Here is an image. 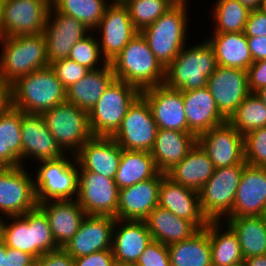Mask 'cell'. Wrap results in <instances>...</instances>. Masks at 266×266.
I'll return each instance as SVG.
<instances>
[{"mask_svg": "<svg viewBox=\"0 0 266 266\" xmlns=\"http://www.w3.org/2000/svg\"><path fill=\"white\" fill-rule=\"evenodd\" d=\"M159 173L160 171L150 152L122 149L121 160L114 181L120 190L156 177Z\"/></svg>", "mask_w": 266, "mask_h": 266, "instance_id": "d590c367", "label": "cell"}, {"mask_svg": "<svg viewBox=\"0 0 266 266\" xmlns=\"http://www.w3.org/2000/svg\"><path fill=\"white\" fill-rule=\"evenodd\" d=\"M244 33L246 37H266V8L250 11Z\"/></svg>", "mask_w": 266, "mask_h": 266, "instance_id": "c3c4849f", "label": "cell"}, {"mask_svg": "<svg viewBox=\"0 0 266 266\" xmlns=\"http://www.w3.org/2000/svg\"><path fill=\"white\" fill-rule=\"evenodd\" d=\"M0 236L7 247L27 252L35 259L59 249L53 239L49 221L38 206L22 216L0 219Z\"/></svg>", "mask_w": 266, "mask_h": 266, "instance_id": "3957f363", "label": "cell"}, {"mask_svg": "<svg viewBox=\"0 0 266 266\" xmlns=\"http://www.w3.org/2000/svg\"><path fill=\"white\" fill-rule=\"evenodd\" d=\"M171 2L173 5H182V4H188V0H168Z\"/></svg>", "mask_w": 266, "mask_h": 266, "instance_id": "680465c9", "label": "cell"}, {"mask_svg": "<svg viewBox=\"0 0 266 266\" xmlns=\"http://www.w3.org/2000/svg\"><path fill=\"white\" fill-rule=\"evenodd\" d=\"M35 258L27 252L7 247L2 239V266H33Z\"/></svg>", "mask_w": 266, "mask_h": 266, "instance_id": "7dc6e473", "label": "cell"}, {"mask_svg": "<svg viewBox=\"0 0 266 266\" xmlns=\"http://www.w3.org/2000/svg\"><path fill=\"white\" fill-rule=\"evenodd\" d=\"M126 0H111V2H121L124 3Z\"/></svg>", "mask_w": 266, "mask_h": 266, "instance_id": "be15d7a7", "label": "cell"}, {"mask_svg": "<svg viewBox=\"0 0 266 266\" xmlns=\"http://www.w3.org/2000/svg\"><path fill=\"white\" fill-rule=\"evenodd\" d=\"M152 240L145 220L116 219L111 248L115 261L136 264Z\"/></svg>", "mask_w": 266, "mask_h": 266, "instance_id": "4316f807", "label": "cell"}, {"mask_svg": "<svg viewBox=\"0 0 266 266\" xmlns=\"http://www.w3.org/2000/svg\"><path fill=\"white\" fill-rule=\"evenodd\" d=\"M140 95L136 87L115 78L88 113L92 135L112 137Z\"/></svg>", "mask_w": 266, "mask_h": 266, "instance_id": "52a82bcc", "label": "cell"}, {"mask_svg": "<svg viewBox=\"0 0 266 266\" xmlns=\"http://www.w3.org/2000/svg\"><path fill=\"white\" fill-rule=\"evenodd\" d=\"M0 44V76L10 85L22 76L49 66L43 33L1 37Z\"/></svg>", "mask_w": 266, "mask_h": 266, "instance_id": "5b68a950", "label": "cell"}, {"mask_svg": "<svg viewBox=\"0 0 266 266\" xmlns=\"http://www.w3.org/2000/svg\"><path fill=\"white\" fill-rule=\"evenodd\" d=\"M37 164L39 168L34 174V188L38 204L49 200L77 198L78 163L75 155L65 154L60 158L40 161Z\"/></svg>", "mask_w": 266, "mask_h": 266, "instance_id": "ba28073f", "label": "cell"}, {"mask_svg": "<svg viewBox=\"0 0 266 266\" xmlns=\"http://www.w3.org/2000/svg\"><path fill=\"white\" fill-rule=\"evenodd\" d=\"M210 14L215 26L213 33L244 32L250 10L238 0H217Z\"/></svg>", "mask_w": 266, "mask_h": 266, "instance_id": "f35d334b", "label": "cell"}, {"mask_svg": "<svg viewBox=\"0 0 266 266\" xmlns=\"http://www.w3.org/2000/svg\"><path fill=\"white\" fill-rule=\"evenodd\" d=\"M165 173L119 190L116 219L145 220L158 206L159 187Z\"/></svg>", "mask_w": 266, "mask_h": 266, "instance_id": "cb8c5ba5", "label": "cell"}, {"mask_svg": "<svg viewBox=\"0 0 266 266\" xmlns=\"http://www.w3.org/2000/svg\"><path fill=\"white\" fill-rule=\"evenodd\" d=\"M213 162L196 143L189 153L166 173L174 182L199 192L214 173Z\"/></svg>", "mask_w": 266, "mask_h": 266, "instance_id": "f546056e", "label": "cell"}, {"mask_svg": "<svg viewBox=\"0 0 266 266\" xmlns=\"http://www.w3.org/2000/svg\"><path fill=\"white\" fill-rule=\"evenodd\" d=\"M0 266H2V237L0 236Z\"/></svg>", "mask_w": 266, "mask_h": 266, "instance_id": "94428289", "label": "cell"}, {"mask_svg": "<svg viewBox=\"0 0 266 266\" xmlns=\"http://www.w3.org/2000/svg\"><path fill=\"white\" fill-rule=\"evenodd\" d=\"M94 32L97 33L95 35L100 52L108 63L114 60L138 33L133 26L126 5L121 2H109Z\"/></svg>", "mask_w": 266, "mask_h": 266, "instance_id": "5bb4252c", "label": "cell"}, {"mask_svg": "<svg viewBox=\"0 0 266 266\" xmlns=\"http://www.w3.org/2000/svg\"><path fill=\"white\" fill-rule=\"evenodd\" d=\"M244 266H266V254L244 259Z\"/></svg>", "mask_w": 266, "mask_h": 266, "instance_id": "11a10c76", "label": "cell"}, {"mask_svg": "<svg viewBox=\"0 0 266 266\" xmlns=\"http://www.w3.org/2000/svg\"><path fill=\"white\" fill-rule=\"evenodd\" d=\"M255 94L266 105V87L259 89Z\"/></svg>", "mask_w": 266, "mask_h": 266, "instance_id": "6f0895ef", "label": "cell"}, {"mask_svg": "<svg viewBox=\"0 0 266 266\" xmlns=\"http://www.w3.org/2000/svg\"><path fill=\"white\" fill-rule=\"evenodd\" d=\"M217 66L214 50L206 39L184 46L165 68L164 85L181 92L204 88Z\"/></svg>", "mask_w": 266, "mask_h": 266, "instance_id": "277c9868", "label": "cell"}, {"mask_svg": "<svg viewBox=\"0 0 266 266\" xmlns=\"http://www.w3.org/2000/svg\"><path fill=\"white\" fill-rule=\"evenodd\" d=\"M197 137L189 132L158 129L150 151L158 170L167 173L195 146Z\"/></svg>", "mask_w": 266, "mask_h": 266, "instance_id": "f1b7e54d", "label": "cell"}, {"mask_svg": "<svg viewBox=\"0 0 266 266\" xmlns=\"http://www.w3.org/2000/svg\"><path fill=\"white\" fill-rule=\"evenodd\" d=\"M115 258L112 249L91 253L73 259L74 266H113Z\"/></svg>", "mask_w": 266, "mask_h": 266, "instance_id": "681fc988", "label": "cell"}, {"mask_svg": "<svg viewBox=\"0 0 266 266\" xmlns=\"http://www.w3.org/2000/svg\"><path fill=\"white\" fill-rule=\"evenodd\" d=\"M263 218L265 220V225H266V213L263 215Z\"/></svg>", "mask_w": 266, "mask_h": 266, "instance_id": "e7e4bbea", "label": "cell"}, {"mask_svg": "<svg viewBox=\"0 0 266 266\" xmlns=\"http://www.w3.org/2000/svg\"><path fill=\"white\" fill-rule=\"evenodd\" d=\"M2 1L0 0V38H1V5H2Z\"/></svg>", "mask_w": 266, "mask_h": 266, "instance_id": "6125c7cd", "label": "cell"}, {"mask_svg": "<svg viewBox=\"0 0 266 266\" xmlns=\"http://www.w3.org/2000/svg\"><path fill=\"white\" fill-rule=\"evenodd\" d=\"M206 40L212 46L219 66L247 71L253 64L244 32L213 33Z\"/></svg>", "mask_w": 266, "mask_h": 266, "instance_id": "d6a6232c", "label": "cell"}, {"mask_svg": "<svg viewBox=\"0 0 266 266\" xmlns=\"http://www.w3.org/2000/svg\"><path fill=\"white\" fill-rule=\"evenodd\" d=\"M197 143L209 156L215 169L247 164L244 136L228 121L198 136Z\"/></svg>", "mask_w": 266, "mask_h": 266, "instance_id": "2e32d148", "label": "cell"}, {"mask_svg": "<svg viewBox=\"0 0 266 266\" xmlns=\"http://www.w3.org/2000/svg\"><path fill=\"white\" fill-rule=\"evenodd\" d=\"M11 106V85L0 76V113Z\"/></svg>", "mask_w": 266, "mask_h": 266, "instance_id": "db71d44e", "label": "cell"}, {"mask_svg": "<svg viewBox=\"0 0 266 266\" xmlns=\"http://www.w3.org/2000/svg\"><path fill=\"white\" fill-rule=\"evenodd\" d=\"M22 166L28 159L34 162L53 160L65 155L49 131L42 115L22 112ZM25 161V162H24Z\"/></svg>", "mask_w": 266, "mask_h": 266, "instance_id": "d6986e66", "label": "cell"}, {"mask_svg": "<svg viewBox=\"0 0 266 266\" xmlns=\"http://www.w3.org/2000/svg\"><path fill=\"white\" fill-rule=\"evenodd\" d=\"M35 266H74L73 258L63 249L43 254L35 259Z\"/></svg>", "mask_w": 266, "mask_h": 266, "instance_id": "816d5d0a", "label": "cell"}, {"mask_svg": "<svg viewBox=\"0 0 266 266\" xmlns=\"http://www.w3.org/2000/svg\"><path fill=\"white\" fill-rule=\"evenodd\" d=\"M206 87L227 120L250 94L246 70L219 65L208 78Z\"/></svg>", "mask_w": 266, "mask_h": 266, "instance_id": "ac0fdd59", "label": "cell"}, {"mask_svg": "<svg viewBox=\"0 0 266 266\" xmlns=\"http://www.w3.org/2000/svg\"><path fill=\"white\" fill-rule=\"evenodd\" d=\"M135 266H171L168 246L152 240L141 253Z\"/></svg>", "mask_w": 266, "mask_h": 266, "instance_id": "bcb514c9", "label": "cell"}, {"mask_svg": "<svg viewBox=\"0 0 266 266\" xmlns=\"http://www.w3.org/2000/svg\"><path fill=\"white\" fill-rule=\"evenodd\" d=\"M50 8L48 0H3L1 37L43 33Z\"/></svg>", "mask_w": 266, "mask_h": 266, "instance_id": "8fae6325", "label": "cell"}, {"mask_svg": "<svg viewBox=\"0 0 266 266\" xmlns=\"http://www.w3.org/2000/svg\"><path fill=\"white\" fill-rule=\"evenodd\" d=\"M168 252L171 266H212L206 227L186 240L168 245Z\"/></svg>", "mask_w": 266, "mask_h": 266, "instance_id": "8d00e7d4", "label": "cell"}, {"mask_svg": "<svg viewBox=\"0 0 266 266\" xmlns=\"http://www.w3.org/2000/svg\"><path fill=\"white\" fill-rule=\"evenodd\" d=\"M158 126L149 103L140 95L129 107L122 123L112 138L125 150L150 152Z\"/></svg>", "mask_w": 266, "mask_h": 266, "instance_id": "4fadbf2b", "label": "cell"}, {"mask_svg": "<svg viewBox=\"0 0 266 266\" xmlns=\"http://www.w3.org/2000/svg\"><path fill=\"white\" fill-rule=\"evenodd\" d=\"M134 28L140 32L173 6L168 0H126Z\"/></svg>", "mask_w": 266, "mask_h": 266, "instance_id": "b9f144b4", "label": "cell"}, {"mask_svg": "<svg viewBox=\"0 0 266 266\" xmlns=\"http://www.w3.org/2000/svg\"><path fill=\"white\" fill-rule=\"evenodd\" d=\"M93 35H95V32L93 31L92 34L91 31V34L89 33L83 39L79 40L72 48L68 57L89 70L100 69L108 63L100 52L97 37Z\"/></svg>", "mask_w": 266, "mask_h": 266, "instance_id": "7bdbcfd3", "label": "cell"}, {"mask_svg": "<svg viewBox=\"0 0 266 266\" xmlns=\"http://www.w3.org/2000/svg\"><path fill=\"white\" fill-rule=\"evenodd\" d=\"M245 162L266 167V127L255 129L244 136Z\"/></svg>", "mask_w": 266, "mask_h": 266, "instance_id": "ee69618b", "label": "cell"}, {"mask_svg": "<svg viewBox=\"0 0 266 266\" xmlns=\"http://www.w3.org/2000/svg\"><path fill=\"white\" fill-rule=\"evenodd\" d=\"M45 213L54 241L63 248L77 233L86 217L84 209L74 200H49L38 204Z\"/></svg>", "mask_w": 266, "mask_h": 266, "instance_id": "83f0119b", "label": "cell"}, {"mask_svg": "<svg viewBox=\"0 0 266 266\" xmlns=\"http://www.w3.org/2000/svg\"><path fill=\"white\" fill-rule=\"evenodd\" d=\"M241 4L246 6L250 11L265 8L266 0H238Z\"/></svg>", "mask_w": 266, "mask_h": 266, "instance_id": "9f6ffc18", "label": "cell"}, {"mask_svg": "<svg viewBox=\"0 0 266 266\" xmlns=\"http://www.w3.org/2000/svg\"><path fill=\"white\" fill-rule=\"evenodd\" d=\"M145 222L152 239L166 246L186 240L199 230L191 221L160 206L148 215Z\"/></svg>", "mask_w": 266, "mask_h": 266, "instance_id": "1f68e13d", "label": "cell"}, {"mask_svg": "<svg viewBox=\"0 0 266 266\" xmlns=\"http://www.w3.org/2000/svg\"><path fill=\"white\" fill-rule=\"evenodd\" d=\"M245 165L216 168L199 191L200 207L208 221H224L232 212Z\"/></svg>", "mask_w": 266, "mask_h": 266, "instance_id": "9c48e42d", "label": "cell"}, {"mask_svg": "<svg viewBox=\"0 0 266 266\" xmlns=\"http://www.w3.org/2000/svg\"><path fill=\"white\" fill-rule=\"evenodd\" d=\"M250 93L266 87V59L253 62L247 69Z\"/></svg>", "mask_w": 266, "mask_h": 266, "instance_id": "f907efd6", "label": "cell"}, {"mask_svg": "<svg viewBox=\"0 0 266 266\" xmlns=\"http://www.w3.org/2000/svg\"><path fill=\"white\" fill-rule=\"evenodd\" d=\"M122 148L112 137L92 136L75 154L78 171L95 172L111 179L119 168Z\"/></svg>", "mask_w": 266, "mask_h": 266, "instance_id": "44dd1931", "label": "cell"}, {"mask_svg": "<svg viewBox=\"0 0 266 266\" xmlns=\"http://www.w3.org/2000/svg\"><path fill=\"white\" fill-rule=\"evenodd\" d=\"M26 166L0 168V219L22 216L38 206L33 174Z\"/></svg>", "mask_w": 266, "mask_h": 266, "instance_id": "7c38bea8", "label": "cell"}, {"mask_svg": "<svg viewBox=\"0 0 266 266\" xmlns=\"http://www.w3.org/2000/svg\"><path fill=\"white\" fill-rule=\"evenodd\" d=\"M151 108L158 129L187 132L182 92L164 84L141 91Z\"/></svg>", "mask_w": 266, "mask_h": 266, "instance_id": "603a6c76", "label": "cell"}, {"mask_svg": "<svg viewBox=\"0 0 266 266\" xmlns=\"http://www.w3.org/2000/svg\"><path fill=\"white\" fill-rule=\"evenodd\" d=\"M243 136L247 133L266 127V105L250 93L227 120Z\"/></svg>", "mask_w": 266, "mask_h": 266, "instance_id": "60d3db41", "label": "cell"}, {"mask_svg": "<svg viewBox=\"0 0 266 266\" xmlns=\"http://www.w3.org/2000/svg\"><path fill=\"white\" fill-rule=\"evenodd\" d=\"M236 233L244 259L266 254V225L263 216L225 218Z\"/></svg>", "mask_w": 266, "mask_h": 266, "instance_id": "74e56055", "label": "cell"}, {"mask_svg": "<svg viewBox=\"0 0 266 266\" xmlns=\"http://www.w3.org/2000/svg\"><path fill=\"white\" fill-rule=\"evenodd\" d=\"M115 78L143 91L164 84L165 67L138 32L110 62Z\"/></svg>", "mask_w": 266, "mask_h": 266, "instance_id": "6da1fadb", "label": "cell"}, {"mask_svg": "<svg viewBox=\"0 0 266 266\" xmlns=\"http://www.w3.org/2000/svg\"><path fill=\"white\" fill-rule=\"evenodd\" d=\"M66 102V89L50 67L22 76L11 84V106L26 114L42 115Z\"/></svg>", "mask_w": 266, "mask_h": 266, "instance_id": "7a4b0ae2", "label": "cell"}, {"mask_svg": "<svg viewBox=\"0 0 266 266\" xmlns=\"http://www.w3.org/2000/svg\"><path fill=\"white\" fill-rule=\"evenodd\" d=\"M206 232L209 234L212 266L243 264L244 258L238 237L228 224L225 225L223 221H208Z\"/></svg>", "mask_w": 266, "mask_h": 266, "instance_id": "836d02e7", "label": "cell"}, {"mask_svg": "<svg viewBox=\"0 0 266 266\" xmlns=\"http://www.w3.org/2000/svg\"><path fill=\"white\" fill-rule=\"evenodd\" d=\"M266 213V167L246 164L232 212L226 218L263 216Z\"/></svg>", "mask_w": 266, "mask_h": 266, "instance_id": "7402d4cb", "label": "cell"}, {"mask_svg": "<svg viewBox=\"0 0 266 266\" xmlns=\"http://www.w3.org/2000/svg\"><path fill=\"white\" fill-rule=\"evenodd\" d=\"M115 221L112 216L86 215L77 233L63 249L73 259L111 249Z\"/></svg>", "mask_w": 266, "mask_h": 266, "instance_id": "ffe728a7", "label": "cell"}, {"mask_svg": "<svg viewBox=\"0 0 266 266\" xmlns=\"http://www.w3.org/2000/svg\"><path fill=\"white\" fill-rule=\"evenodd\" d=\"M108 0H53L51 6L59 13L76 18L92 32L101 21Z\"/></svg>", "mask_w": 266, "mask_h": 266, "instance_id": "ab89813d", "label": "cell"}, {"mask_svg": "<svg viewBox=\"0 0 266 266\" xmlns=\"http://www.w3.org/2000/svg\"><path fill=\"white\" fill-rule=\"evenodd\" d=\"M50 67L65 89L78 82L90 71L69 58L55 61L50 64Z\"/></svg>", "mask_w": 266, "mask_h": 266, "instance_id": "f6af8a7d", "label": "cell"}, {"mask_svg": "<svg viewBox=\"0 0 266 266\" xmlns=\"http://www.w3.org/2000/svg\"><path fill=\"white\" fill-rule=\"evenodd\" d=\"M253 62L266 59V37H247Z\"/></svg>", "mask_w": 266, "mask_h": 266, "instance_id": "f5cc1de1", "label": "cell"}, {"mask_svg": "<svg viewBox=\"0 0 266 266\" xmlns=\"http://www.w3.org/2000/svg\"><path fill=\"white\" fill-rule=\"evenodd\" d=\"M113 266H135V264H132V263H122V262L115 261V263H114Z\"/></svg>", "mask_w": 266, "mask_h": 266, "instance_id": "91938a15", "label": "cell"}, {"mask_svg": "<svg viewBox=\"0 0 266 266\" xmlns=\"http://www.w3.org/2000/svg\"><path fill=\"white\" fill-rule=\"evenodd\" d=\"M22 111L10 106L0 113V168L22 166Z\"/></svg>", "mask_w": 266, "mask_h": 266, "instance_id": "e575fe53", "label": "cell"}, {"mask_svg": "<svg viewBox=\"0 0 266 266\" xmlns=\"http://www.w3.org/2000/svg\"><path fill=\"white\" fill-rule=\"evenodd\" d=\"M158 206L191 221L198 229L205 228L208 223L200 207L199 192L174 182L167 175L161 179Z\"/></svg>", "mask_w": 266, "mask_h": 266, "instance_id": "d4e9b609", "label": "cell"}, {"mask_svg": "<svg viewBox=\"0 0 266 266\" xmlns=\"http://www.w3.org/2000/svg\"><path fill=\"white\" fill-rule=\"evenodd\" d=\"M42 116L65 154L75 155L93 136L88 113L67 101L45 111Z\"/></svg>", "mask_w": 266, "mask_h": 266, "instance_id": "30bf717a", "label": "cell"}, {"mask_svg": "<svg viewBox=\"0 0 266 266\" xmlns=\"http://www.w3.org/2000/svg\"><path fill=\"white\" fill-rule=\"evenodd\" d=\"M119 189L114 181L95 172L78 171L77 202L86 215L116 218Z\"/></svg>", "mask_w": 266, "mask_h": 266, "instance_id": "9a60e30c", "label": "cell"}, {"mask_svg": "<svg viewBox=\"0 0 266 266\" xmlns=\"http://www.w3.org/2000/svg\"><path fill=\"white\" fill-rule=\"evenodd\" d=\"M187 132L196 137L211 128L222 125L227 119L220 113L207 87L182 92Z\"/></svg>", "mask_w": 266, "mask_h": 266, "instance_id": "484cf974", "label": "cell"}, {"mask_svg": "<svg viewBox=\"0 0 266 266\" xmlns=\"http://www.w3.org/2000/svg\"><path fill=\"white\" fill-rule=\"evenodd\" d=\"M91 33L81 21L50 8L43 34L49 65L69 57L74 45Z\"/></svg>", "mask_w": 266, "mask_h": 266, "instance_id": "e0dca14e", "label": "cell"}, {"mask_svg": "<svg viewBox=\"0 0 266 266\" xmlns=\"http://www.w3.org/2000/svg\"><path fill=\"white\" fill-rule=\"evenodd\" d=\"M114 79L110 63L100 69L90 70L82 79L66 89V101L89 113Z\"/></svg>", "mask_w": 266, "mask_h": 266, "instance_id": "4dcf8cb0", "label": "cell"}, {"mask_svg": "<svg viewBox=\"0 0 266 266\" xmlns=\"http://www.w3.org/2000/svg\"><path fill=\"white\" fill-rule=\"evenodd\" d=\"M188 4L173 5L140 33L159 62L166 68L186 46Z\"/></svg>", "mask_w": 266, "mask_h": 266, "instance_id": "8992f818", "label": "cell"}]
</instances>
